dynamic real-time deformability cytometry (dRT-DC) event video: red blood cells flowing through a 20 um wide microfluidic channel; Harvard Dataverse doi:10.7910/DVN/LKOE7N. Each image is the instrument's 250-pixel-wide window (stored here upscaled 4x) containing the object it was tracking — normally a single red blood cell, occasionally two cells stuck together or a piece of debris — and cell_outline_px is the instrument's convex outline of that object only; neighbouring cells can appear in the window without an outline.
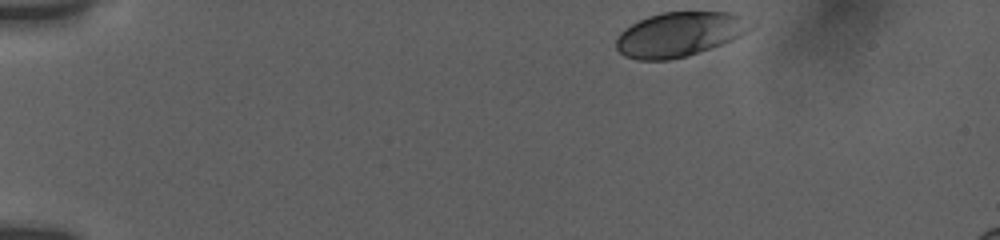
{"species": "human", "species_latin": "Homo sapiens", "temperature_condition": "room temperature", "stored_images_in_passage": 10, "camera_frame_rate_fps": 3000, "um_per_image_px": 0.085, "donor": {"sex": "female"}, "frame": {"image": 1, "passage_image": 1, "time_ms": 0.0, "image_size_px": [1000, 240], "cell_outline_px": [[756, 24], [752, 28], [740, 36], [732, 40], [688, 56], [668, 60], [636, 60], [624, 56], [616, 48], [616, 40], [620, 32], [632, 24], [648, 16], [664, 12], [736, 12], [756, 20]], "centroid_in_image_um": [57.83, 2.9], "position_along_channel_um": 27.2, "area_um2": 35.32}}
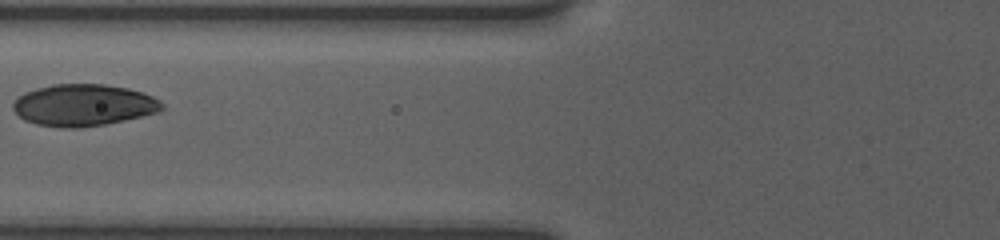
{"frame": {"image": 2, "passage_image": 7, "time_ms": 5.0, "image_size_px": [1000, 240], "cell_outline_px": [[164, 108], [156, 112], [124, 120], [104, 124], [80, 128], [60, 128], [36, 124], [24, 120], [12, 108], [12, 104], [24, 92], [36, 88], [52, 84], [104, 84], [128, 88], [152, 96], [160, 100], [164, 104]], "centroid_in_image_um": [7.08, 8.93], "position_along_channel_um": 118.7, "area_um2": 36.18}}
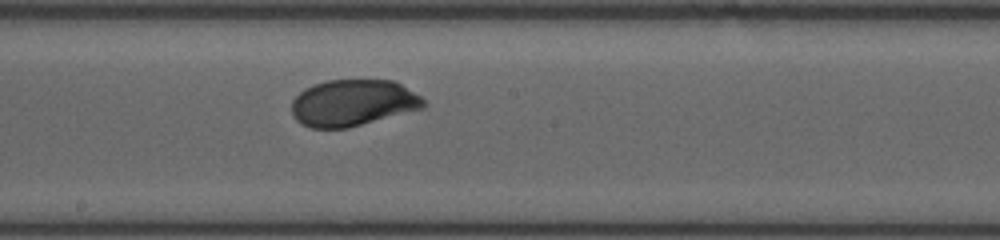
{"frame": {"image": 3, "passage_image": 10, "time_ms": 7.667, "image_size_px": [1000, 240], "cell_outline_px": [[424, 108], [348, 128], [312, 128], [300, 124], [292, 116], [292, 100], [304, 88], [312, 84], [328, 80], [392, 80], [400, 84], [420, 96], [424, 100]], "centroid_in_image_um": [29.95, 8.75], "position_along_channel_um": 218.2, "area_um2": 35.78}}